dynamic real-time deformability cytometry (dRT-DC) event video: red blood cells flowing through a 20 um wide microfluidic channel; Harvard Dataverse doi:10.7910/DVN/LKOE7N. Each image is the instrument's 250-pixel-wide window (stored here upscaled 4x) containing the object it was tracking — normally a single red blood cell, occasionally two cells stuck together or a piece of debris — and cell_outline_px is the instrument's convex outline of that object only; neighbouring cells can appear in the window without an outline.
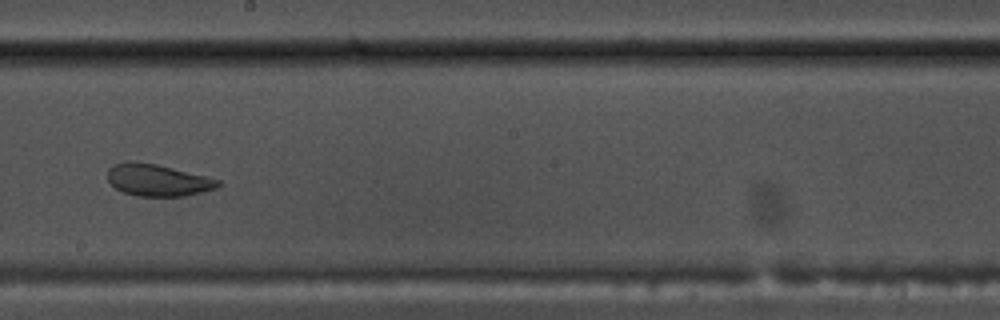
{"species": "common noctule bat (a hibernating species)", "species_latin": "Nyctalus noctula", "temperature_condition": "warm", "stored_images_in_passage": 56, "camera_frame_rate_fps": 3000, "um_per_image_px": 0.085, "animal": {"sex": "male", "body_mass_g": 17.5, "forearm_length_mm": 52.3}, "frame": {"image": 1, "passage_image": 32, "time_ms": 10.333, "image_size_px": [1000, 320], "cell_outline_px": [[220, 188], [184, 196], [136, 196], [124, 192], [116, 188], [108, 180], [108, 168], [112, 164], [128, 160], [132, 160], [156, 164], [220, 180]], "centroid_in_image_um": [13.38, 15.3], "position_along_channel_um": 234.8, "area_um2": 20.58}}
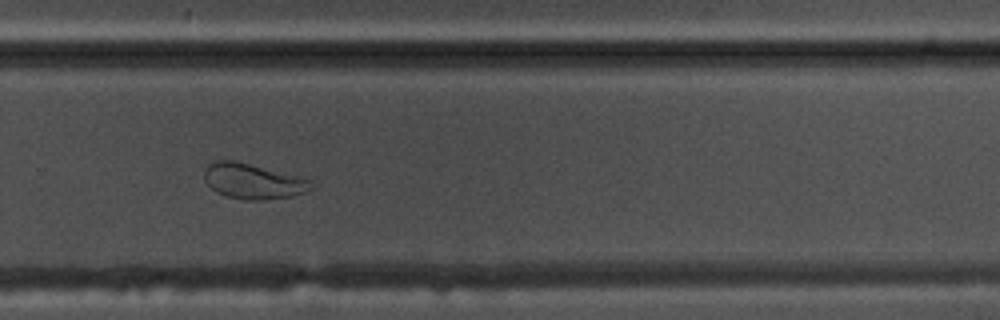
{"frame": {"image": 2, "passage_image": 38, "time_ms": 12.333, "image_size_px": [1000, 320], "cell_outline_px": [[316, 188], [292, 196], [260, 200], [244, 200], [224, 196], [216, 192], [204, 180], [204, 172], [208, 164], [216, 160], [232, 160], [312, 180]], "centroid_in_image_um": [21.5, 15.42], "position_along_channel_um": 308.3, "area_um2": 21.85}}
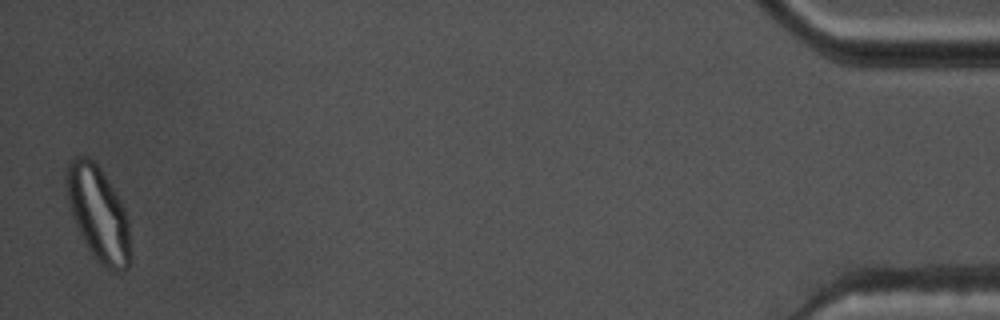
{"frame": {"image": 3, "passage_image": 55, "time_ms": 18.0, "image_size_px": [1000, 320], "cell_outline_px": [[128, 268], [124, 272], [112, 272], [100, 264], [92, 256], [80, 236], [72, 216], [68, 196], [68, 164], [72, 160], [80, 156], [88, 156], [100, 168], [116, 192], [128, 216]], "centroid_in_image_um": [8.37, 18.22], "position_along_channel_um": 426.8, "area_um2": 34.62}, "authors_computed_cell_mechanics": {"area_um2": 27.7151, "velocity_mm_per_s": 3.6767, "shape_relaxation_time_tau1_ms": null, "shape_relaxation_time_tau2_ms": 1.3068, "deformation_change_tau1": null, "deformation_change_tau2": 0.0734}}